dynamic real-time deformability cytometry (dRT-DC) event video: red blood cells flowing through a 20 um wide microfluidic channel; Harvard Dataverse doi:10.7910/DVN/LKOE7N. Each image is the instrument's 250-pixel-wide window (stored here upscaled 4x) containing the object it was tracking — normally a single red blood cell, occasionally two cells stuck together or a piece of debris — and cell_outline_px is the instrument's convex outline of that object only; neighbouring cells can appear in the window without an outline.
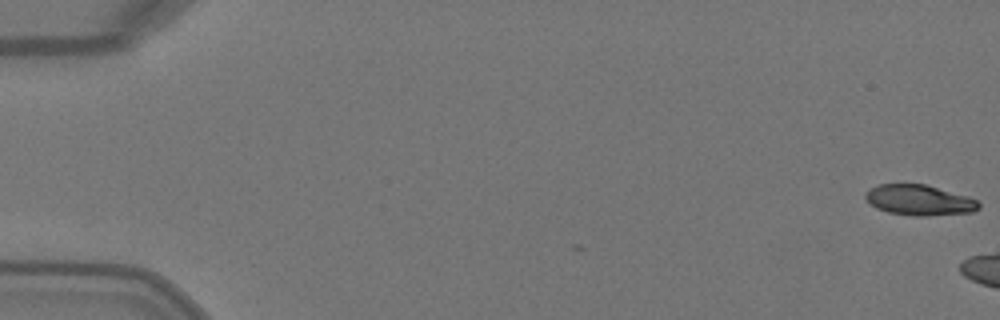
{"species": "Egyptian fruit bat (a non-hibernating species)", "species_latin": "Rousettus aegyptiacus", "temperature_condition": "warm", "stored_images_in_passage": 7, "camera_frame_rate_fps": 3000, "um_per_image_px": 0.085, "animal": {"sex": "female"}, "frame": {"image": 1, "passage_image": 1, "time_ms": 0.0, "image_size_px": [1000, 320], "cell_outline_px": [[980, 208], [972, 212], [928, 216], [912, 216], [888, 212], [876, 208], [864, 196], [864, 192], [880, 184], [924, 184], [968, 196], [976, 200], [980, 204]], "centroid_in_image_um": [78.15, 17.02], "position_along_channel_um": 6.9, "area_um2": 20.06}}
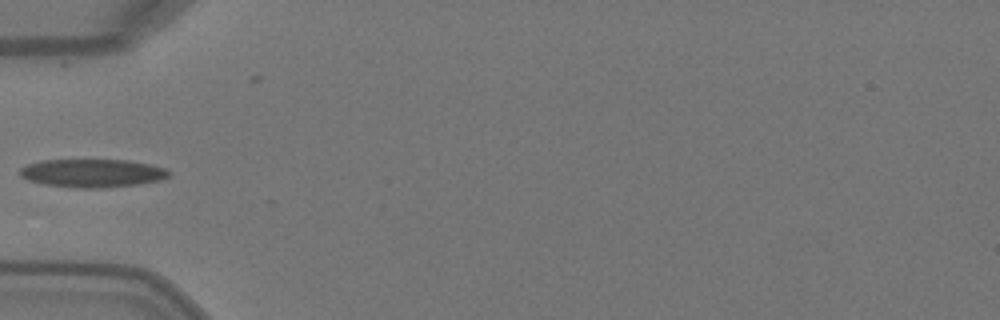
{"frame": {"image": 2, "passage_image": 6, "time_ms": 1.667, "image_size_px": [1000, 320], "cell_outline_px": [[168, 176], [160, 180], [136, 184], [104, 188], [80, 188], [44, 184], [28, 180], [20, 176], [20, 168], [28, 164], [40, 160], [128, 160], [168, 168]], "centroid_in_image_um": [7.83, 14.71], "position_along_channel_um": 77.2, "area_um2": 24.39}}
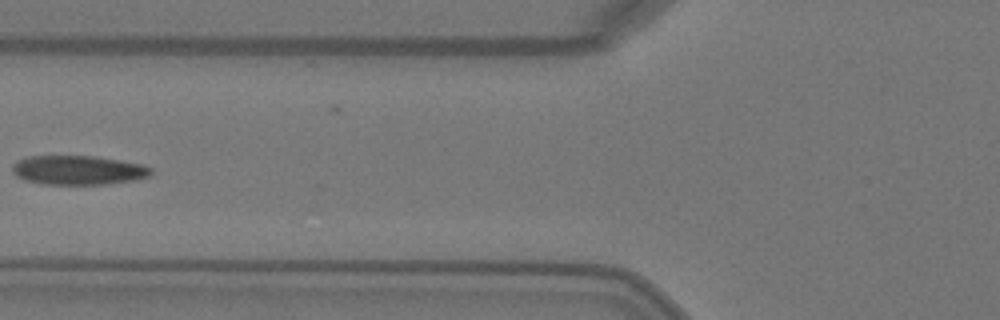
{"frame": {"image": 3, "passage_image": 7, "time_ms": 2.0, "image_size_px": [1000, 320], "cell_outline_px": [[152, 172], [148, 176], [136, 180], [108, 184], [44, 184], [24, 180], [16, 176], [12, 172], [12, 164], [16, 160], [28, 156], [96, 156], [144, 164], [152, 168]], "centroid_in_image_um": [6.64, 14.46], "position_along_channel_um": 119.2, "area_um2": 23.87}}